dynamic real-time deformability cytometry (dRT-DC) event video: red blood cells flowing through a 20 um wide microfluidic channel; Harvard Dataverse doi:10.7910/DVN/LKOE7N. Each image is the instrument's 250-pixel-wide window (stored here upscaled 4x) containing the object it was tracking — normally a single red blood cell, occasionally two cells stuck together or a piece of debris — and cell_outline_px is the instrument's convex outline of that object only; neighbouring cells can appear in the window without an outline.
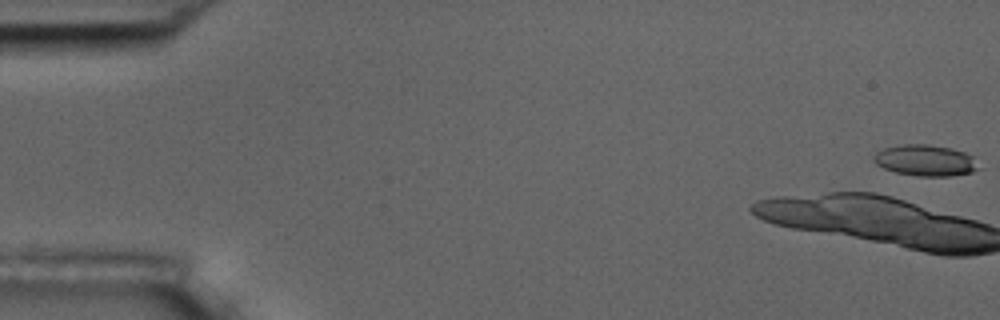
{"species": "common noctule bat (a hibernating species)", "species_latin": "Nyctalus noctula", "temperature_condition": "room temperature", "stored_images_in_passage": 19, "camera_frame_rate_fps": 3000, "um_per_image_px": 0.085, "animal": {"sex": "male", "body_mass_g": 17.5, "forearm_length_mm": 52.3}, "frame": {"image": 1, "passage_image": 1, "time_ms": 0.0, "image_size_px": [1000, 320], "cell_outline_px": [[980, 168], [972, 172], [952, 176], [916, 176], [896, 172], [884, 168], [876, 164], [872, 160], [872, 156], [876, 152], [884, 148], [904, 144], [928, 144], [952, 148], [964, 152], [972, 156]], "centroid_in_image_um": [78.65, 13.63], "position_along_channel_um": 6.4, "area_um2": 19.13}}